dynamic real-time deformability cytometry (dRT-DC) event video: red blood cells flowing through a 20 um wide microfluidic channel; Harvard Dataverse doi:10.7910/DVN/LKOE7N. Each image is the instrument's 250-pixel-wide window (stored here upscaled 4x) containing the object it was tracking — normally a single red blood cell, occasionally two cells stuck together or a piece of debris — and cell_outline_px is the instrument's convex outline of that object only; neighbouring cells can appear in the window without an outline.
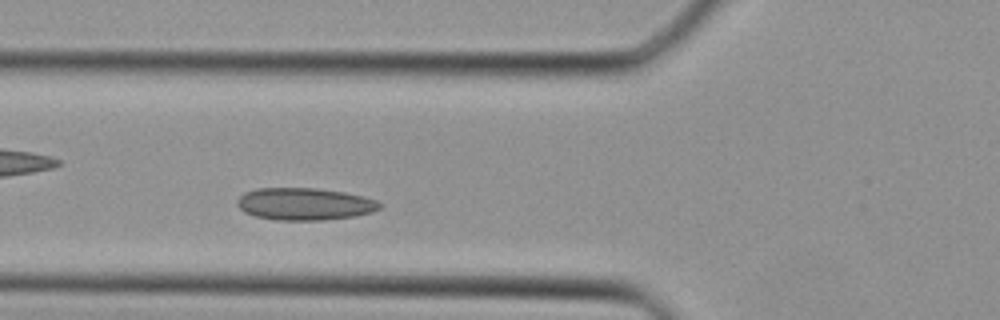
{"species": "Egyptian fruit bat (a non-hibernating species)", "species_latin": "Rousettus aegyptiacus", "temperature_condition": "cold", "stored_images_in_passage": 30, "camera_frame_rate_fps": 3000, "um_per_image_px": 0.085, "animal": {"sex": "female"}, "frame": {"image": 1, "passage_image": 4, "time_ms": 1.0, "image_size_px": [1000, 320], "cell_outline_px": [[384, 204], [380, 208], [372, 212], [356, 216], [324, 220], [276, 220], [256, 216], [244, 212], [236, 204], [236, 200], [244, 192], [256, 188], [316, 188], [344, 192], [376, 200]], "centroid_in_image_um": [25.88, 17.34], "position_along_channel_um": 99.9, "area_um2": 26.88}}
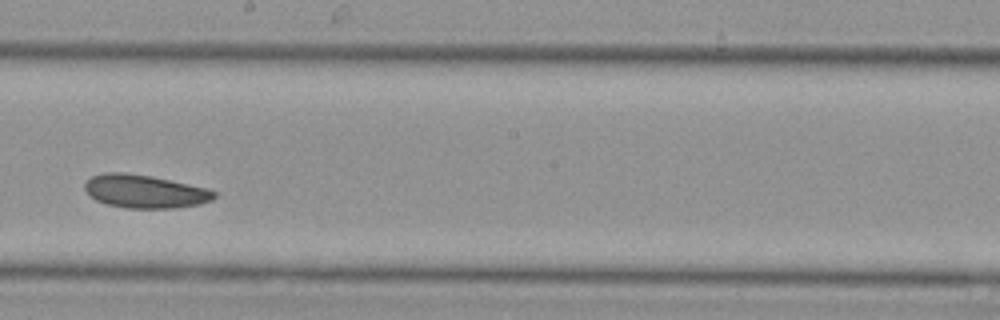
{"frame": {"image": 2, "passage_image": 12, "time_ms": 3.667, "image_size_px": [1000, 320], "cell_outline_px": [[216, 196], [212, 200], [200, 204], [172, 208], [124, 208], [108, 204], [96, 200], [84, 188], [84, 184], [92, 176], [104, 172], [124, 172], [152, 176], [208, 188], [216, 192]], "centroid_in_image_um": [12.33, 16.26], "position_along_channel_um": 235.9, "area_um2": 25.03}}
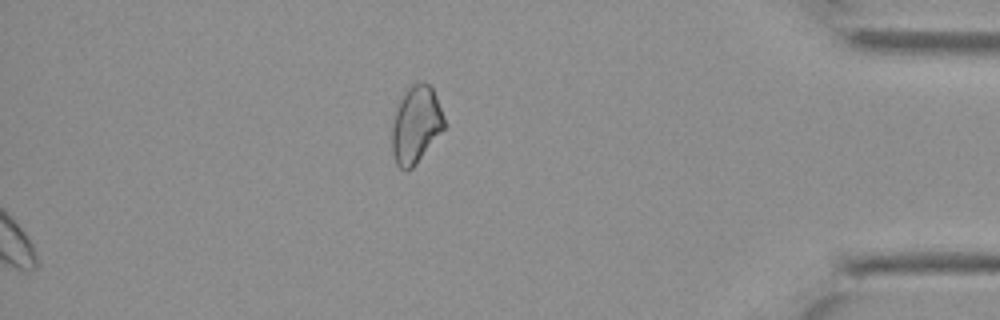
{"frame": {"image": 3, "passage_image": 30, "time_ms": 9.667, "image_size_px": [1000, 320], "cell_outline_px": [[444, 128], [416, 164], [412, 168], [400, 168], [396, 164], [392, 152], [392, 124], [404, 88], [420, 80], [424, 80], [432, 88], [440, 108], [444, 120]], "centroid_in_image_um": [35.33, 10.55], "position_along_channel_um": 399.9, "area_um2": 23.24}}